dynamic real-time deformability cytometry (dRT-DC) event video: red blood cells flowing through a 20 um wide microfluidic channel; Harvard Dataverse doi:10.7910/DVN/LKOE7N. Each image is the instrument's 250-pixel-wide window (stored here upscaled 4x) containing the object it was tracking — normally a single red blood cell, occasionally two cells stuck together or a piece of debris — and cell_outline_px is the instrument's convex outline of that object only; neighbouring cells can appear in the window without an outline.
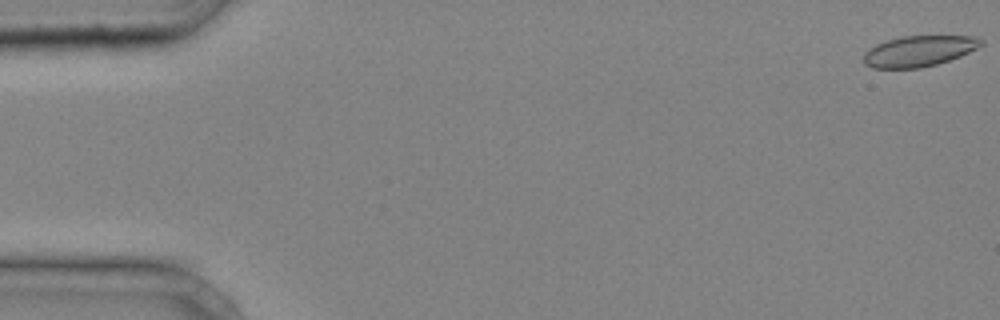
{"species": "common noctule bat (a hibernating species)", "species_latin": "Nyctalus noctula", "temperature_condition": "cold", "stored_images_in_passage": 39, "camera_frame_rate_fps": 3000, "um_per_image_px": 0.085, "animal": {"sex": "male", "body_mass_g": 20.4}, "frame": {"image": 1, "passage_image": 1, "time_ms": 0.0, "image_size_px": [1000, 320], "cell_outline_px": [[984, 44], [960, 56], [936, 64], [920, 68], [872, 68], [864, 64], [864, 52], [876, 44], [888, 40], [904, 36], [976, 36], [984, 40]], "centroid_in_image_um": [78.11, 4.34], "position_along_channel_um": 6.9, "area_um2": 20.98}}
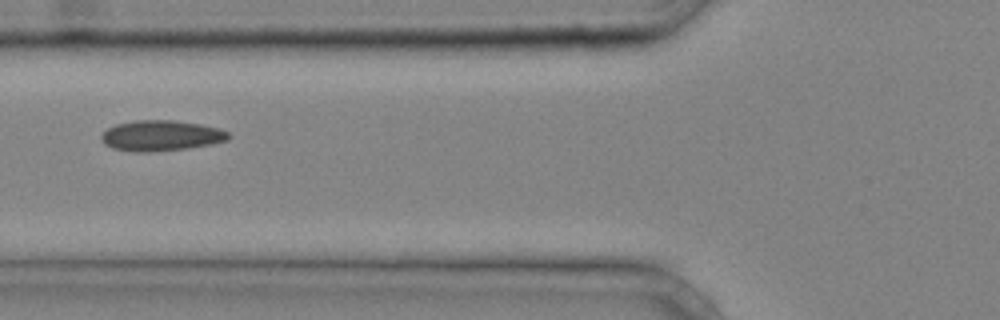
{"frame": {"image": 2, "passage_image": 17, "time_ms": 5.333, "image_size_px": [1000, 320], "cell_outline_px": [[232, 136], [228, 140], [212, 144], [188, 148], [144, 152], [136, 152], [112, 148], [104, 144], [100, 140], [100, 136], [108, 128], [116, 124], [136, 120], [172, 120], [200, 124], [220, 128], [228, 132]], "centroid_in_image_um": [13.7, 11.53], "position_along_channel_um": 112.1, "area_um2": 22.72}}
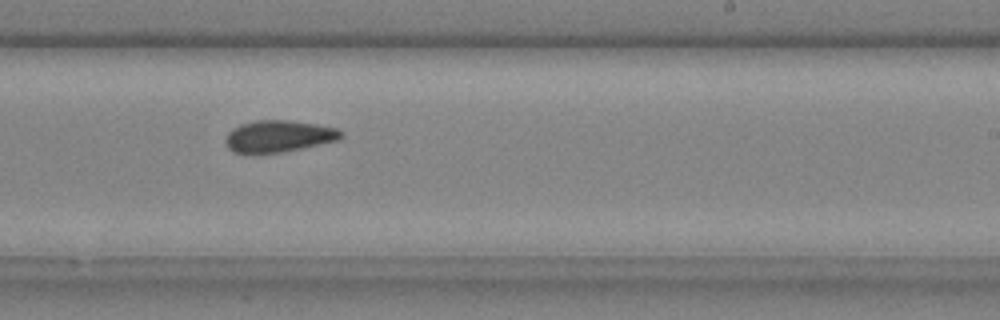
{"frame": {"image": 3, "passage_image": 27, "time_ms": 8.667, "image_size_px": [1000, 320], "cell_outline_px": [[344, 136], [340, 140], [280, 152], [232, 152], [228, 148], [224, 140], [224, 136], [232, 128], [240, 124], [256, 120], [288, 120], [316, 124], [336, 128], [344, 132]], "centroid_in_image_um": [23.68, 11.56], "position_along_channel_um": 265.3, "area_um2": 21.33}}